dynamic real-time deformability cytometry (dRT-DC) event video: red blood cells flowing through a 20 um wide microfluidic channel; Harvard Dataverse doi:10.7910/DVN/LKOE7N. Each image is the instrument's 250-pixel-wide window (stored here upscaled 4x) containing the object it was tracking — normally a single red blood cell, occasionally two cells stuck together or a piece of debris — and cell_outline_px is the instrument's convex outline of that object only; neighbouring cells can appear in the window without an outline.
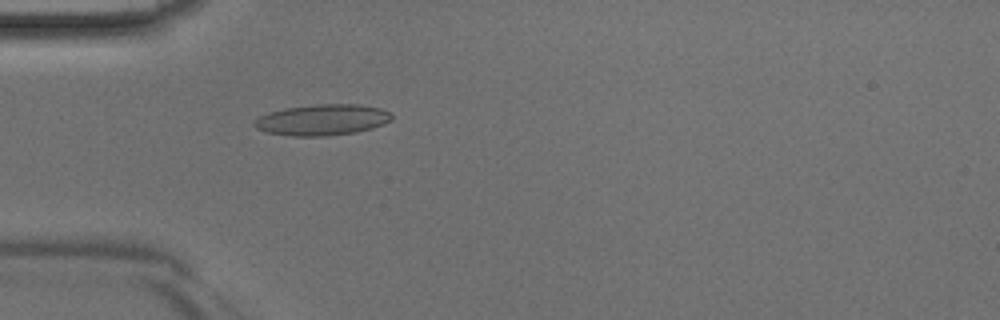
{"species": "Egyptian fruit bat (a non-hibernating species)", "species_latin": "Rousettus aegyptiacus", "temperature_condition": "room temperature", "stored_images_in_passage": 45, "camera_frame_rate_fps": 3000, "um_per_image_px": 0.085, "animal": {"sex": "male"}, "frame": {"image": 1, "passage_image": 14, "time_ms": 4.333, "image_size_px": [1000, 320], "cell_outline_px": [[392, 120], [384, 124], [372, 128], [356, 132], [324, 136], [292, 136], [268, 132], [256, 128], [252, 124], [260, 116], [284, 108], [316, 104], [360, 104], [380, 108], [392, 112]], "centroid_in_image_um": [27.44, 10.18], "position_along_channel_um": 57.6, "area_um2": 24.8}}
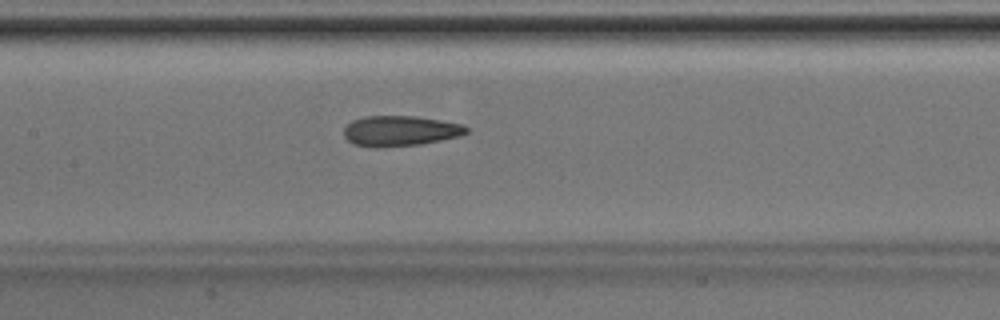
{"frame": {"image": 2, "passage_image": 22, "time_ms": 7.0, "image_size_px": [1000, 320], "cell_outline_px": [[468, 132], [460, 136], [420, 144], [380, 148], [372, 148], [352, 144], [344, 136], [344, 128], [352, 120], [364, 116], [416, 116], [464, 124], [468, 128]], "centroid_in_image_um": [33.99, 11.13], "position_along_channel_um": 173.4, "area_um2": 21.91}}
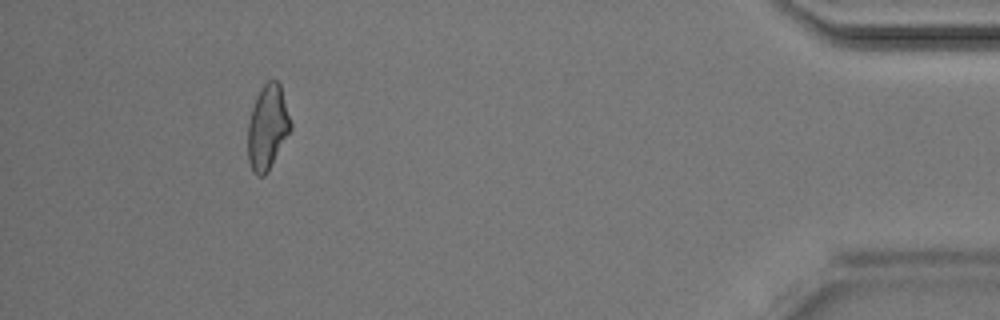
{"frame": {"image": 3, "passage_image": 42, "time_ms": 13.667, "image_size_px": [1000, 320], "cell_outline_px": [[292, 128], [268, 172], [264, 176], [256, 176], [252, 172], [248, 160], [248, 124], [252, 108], [264, 84], [268, 80], [276, 80], [280, 84], [292, 124]], "centroid_in_image_um": [22.75, 10.87], "position_along_channel_um": 412.5, "area_um2": 20.98}}